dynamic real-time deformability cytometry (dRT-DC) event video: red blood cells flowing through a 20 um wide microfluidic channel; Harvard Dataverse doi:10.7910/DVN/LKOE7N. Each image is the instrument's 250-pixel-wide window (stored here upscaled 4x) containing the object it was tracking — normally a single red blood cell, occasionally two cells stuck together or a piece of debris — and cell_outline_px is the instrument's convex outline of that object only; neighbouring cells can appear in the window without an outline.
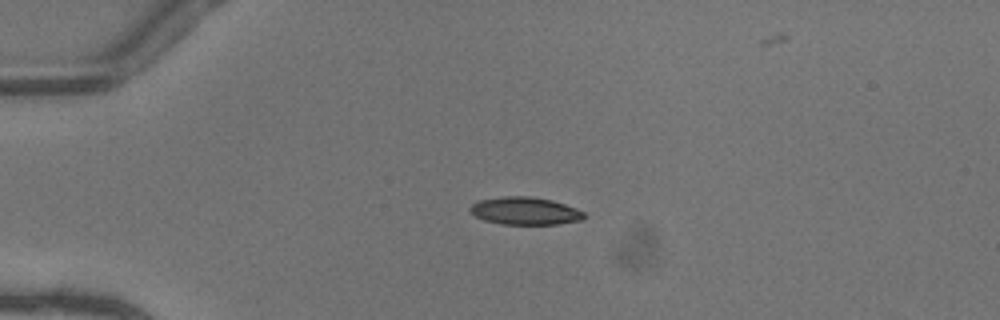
{"species": "common noctule bat (a hibernating species)", "species_latin": "Nyctalus noctula", "temperature_condition": "warm", "stored_images_in_passage": 38, "camera_frame_rate_fps": 3000, "um_per_image_px": 0.085, "animal": {"sex": "female"}, "frame": {"image": 1, "passage_image": 1, "time_ms": 0.0, "image_size_px": [1000, 320], "cell_outline_px": [[584, 216], [580, 220], [556, 224], [504, 224], [484, 220], [468, 212], [468, 208], [476, 200], [504, 196], [532, 196], [552, 200], [576, 208], [584, 212]], "centroid_in_image_um": [44.57, 17.91], "position_along_channel_um": 40.4, "area_um2": 18.38}}
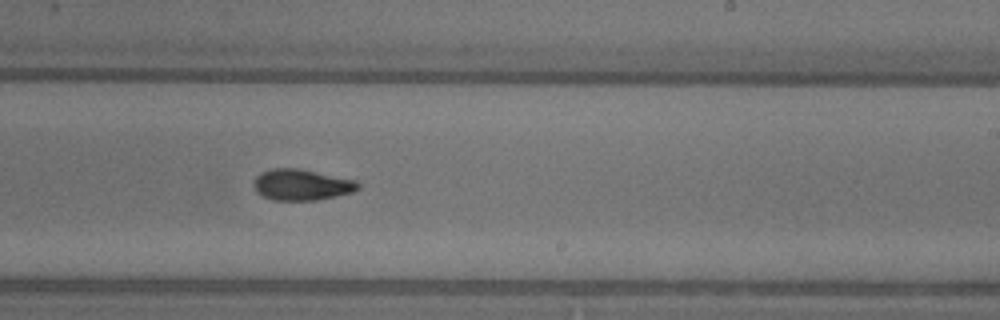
{"frame": {"image": 2, "passage_image": 20, "time_ms": 6.333, "image_size_px": [1000, 320], "cell_outline_px": [[360, 188], [352, 192], [336, 196], [316, 200], [272, 200], [256, 192], [252, 184], [252, 180], [260, 172], [272, 168], [300, 168], [356, 180], [360, 184]], "centroid_in_image_um": [25.61, 15.69], "position_along_channel_um": 263.4, "area_um2": 19.13}}
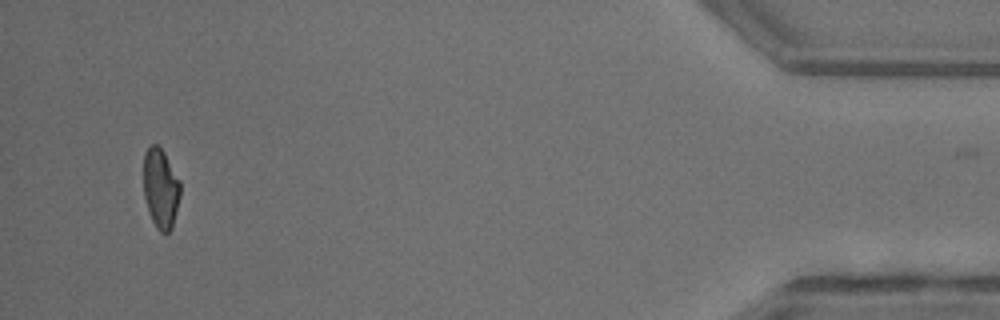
{"frame": {"image": 3, "passage_image": 37, "time_ms": 12.0, "image_size_px": [1000, 320], "cell_outline_px": [[180, 196], [172, 228], [168, 232], [160, 232], [156, 228], [148, 212], [144, 196], [144, 152], [152, 144], [156, 144], [164, 152], [180, 180]], "centroid_in_image_um": [13.66, 16.02], "position_along_channel_um": 421.5, "area_um2": 17.11}}